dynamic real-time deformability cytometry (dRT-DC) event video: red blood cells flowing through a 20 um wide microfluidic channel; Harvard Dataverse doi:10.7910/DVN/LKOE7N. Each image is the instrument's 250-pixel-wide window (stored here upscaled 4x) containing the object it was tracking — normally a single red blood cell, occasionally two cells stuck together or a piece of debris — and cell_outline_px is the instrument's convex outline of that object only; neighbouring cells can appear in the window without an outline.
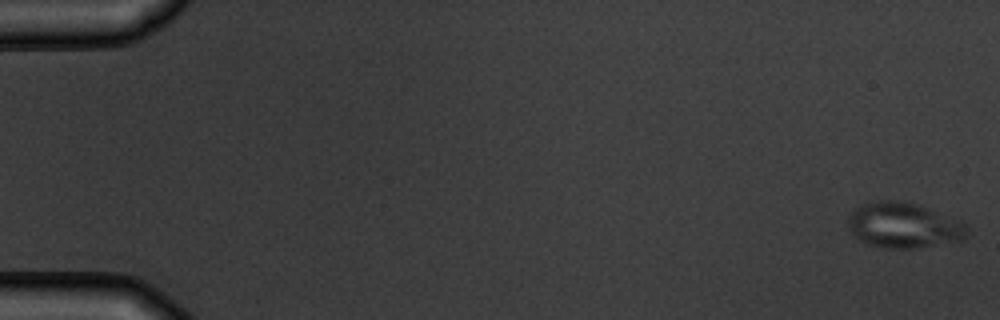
{"species": "common noctule bat (a hibernating species)", "species_latin": "Nyctalus noctula", "temperature_condition": "warm", "stored_images_in_passage": 8, "camera_frame_rate_fps": 3000, "um_per_image_px": 0.085, "animal": {"sex": "male", "body_mass_g": 19.5, "forearm_length_mm": 54.6}, "frame": {"image": 1, "passage_image": 1, "time_ms": 0.0, "image_size_px": [1000, 320], "cell_outline_px": [[968, 232], [964, 240], [916, 248], [884, 248], [868, 244], [860, 240], [848, 228], [848, 216], [856, 208], [872, 200], [904, 200], [920, 204], [960, 220], [968, 228]], "centroid_in_image_um": [76.83, 19.13], "position_along_channel_um": 8.2, "area_um2": 31.85}}